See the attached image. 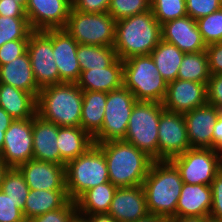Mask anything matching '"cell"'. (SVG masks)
Instances as JSON below:
<instances>
[{
    "mask_svg": "<svg viewBox=\"0 0 222 222\" xmlns=\"http://www.w3.org/2000/svg\"><path fill=\"white\" fill-rule=\"evenodd\" d=\"M104 153L109 181L117 188L142 185L154 162L148 154L123 140L96 144Z\"/></svg>",
    "mask_w": 222,
    "mask_h": 222,
    "instance_id": "cell-1",
    "label": "cell"
},
{
    "mask_svg": "<svg viewBox=\"0 0 222 222\" xmlns=\"http://www.w3.org/2000/svg\"><path fill=\"white\" fill-rule=\"evenodd\" d=\"M142 186L148 213L167 219L176 217L183 181L170 160H154Z\"/></svg>",
    "mask_w": 222,
    "mask_h": 222,
    "instance_id": "cell-2",
    "label": "cell"
},
{
    "mask_svg": "<svg viewBox=\"0 0 222 222\" xmlns=\"http://www.w3.org/2000/svg\"><path fill=\"white\" fill-rule=\"evenodd\" d=\"M161 24L152 10L116 21L114 49L118 58L149 55L161 41Z\"/></svg>",
    "mask_w": 222,
    "mask_h": 222,
    "instance_id": "cell-3",
    "label": "cell"
},
{
    "mask_svg": "<svg viewBox=\"0 0 222 222\" xmlns=\"http://www.w3.org/2000/svg\"><path fill=\"white\" fill-rule=\"evenodd\" d=\"M83 90L77 83H58L40 89L37 114L59 127H80Z\"/></svg>",
    "mask_w": 222,
    "mask_h": 222,
    "instance_id": "cell-4",
    "label": "cell"
},
{
    "mask_svg": "<svg viewBox=\"0 0 222 222\" xmlns=\"http://www.w3.org/2000/svg\"><path fill=\"white\" fill-rule=\"evenodd\" d=\"M66 191L76 201L85 191L109 181L103 151L93 144L84 154L65 165Z\"/></svg>",
    "mask_w": 222,
    "mask_h": 222,
    "instance_id": "cell-5",
    "label": "cell"
},
{
    "mask_svg": "<svg viewBox=\"0 0 222 222\" xmlns=\"http://www.w3.org/2000/svg\"><path fill=\"white\" fill-rule=\"evenodd\" d=\"M123 86L133 93L137 101L162 103L168 82L160 75L149 54L123 60Z\"/></svg>",
    "mask_w": 222,
    "mask_h": 222,
    "instance_id": "cell-6",
    "label": "cell"
},
{
    "mask_svg": "<svg viewBox=\"0 0 222 222\" xmlns=\"http://www.w3.org/2000/svg\"><path fill=\"white\" fill-rule=\"evenodd\" d=\"M163 109L160 102L137 101L131 111L127 133L123 139L154 160H158V126Z\"/></svg>",
    "mask_w": 222,
    "mask_h": 222,
    "instance_id": "cell-7",
    "label": "cell"
},
{
    "mask_svg": "<svg viewBox=\"0 0 222 222\" xmlns=\"http://www.w3.org/2000/svg\"><path fill=\"white\" fill-rule=\"evenodd\" d=\"M65 29L78 44L114 46L116 20L107 12L83 13L71 7Z\"/></svg>",
    "mask_w": 222,
    "mask_h": 222,
    "instance_id": "cell-8",
    "label": "cell"
},
{
    "mask_svg": "<svg viewBox=\"0 0 222 222\" xmlns=\"http://www.w3.org/2000/svg\"><path fill=\"white\" fill-rule=\"evenodd\" d=\"M183 183L211 186L222 168V152L213 148H190L170 159Z\"/></svg>",
    "mask_w": 222,
    "mask_h": 222,
    "instance_id": "cell-9",
    "label": "cell"
},
{
    "mask_svg": "<svg viewBox=\"0 0 222 222\" xmlns=\"http://www.w3.org/2000/svg\"><path fill=\"white\" fill-rule=\"evenodd\" d=\"M136 102L133 93L124 86L108 92L102 128L93 137L94 144L123 140Z\"/></svg>",
    "mask_w": 222,
    "mask_h": 222,
    "instance_id": "cell-10",
    "label": "cell"
},
{
    "mask_svg": "<svg viewBox=\"0 0 222 222\" xmlns=\"http://www.w3.org/2000/svg\"><path fill=\"white\" fill-rule=\"evenodd\" d=\"M27 52L36 84L43 88L59 83V71L53 55V29L33 31L29 35Z\"/></svg>",
    "mask_w": 222,
    "mask_h": 222,
    "instance_id": "cell-11",
    "label": "cell"
},
{
    "mask_svg": "<svg viewBox=\"0 0 222 222\" xmlns=\"http://www.w3.org/2000/svg\"><path fill=\"white\" fill-rule=\"evenodd\" d=\"M190 148L184 115L163 109L158 126V160H170Z\"/></svg>",
    "mask_w": 222,
    "mask_h": 222,
    "instance_id": "cell-12",
    "label": "cell"
},
{
    "mask_svg": "<svg viewBox=\"0 0 222 222\" xmlns=\"http://www.w3.org/2000/svg\"><path fill=\"white\" fill-rule=\"evenodd\" d=\"M0 159L9 168H18L33 159L32 118L14 119L5 131Z\"/></svg>",
    "mask_w": 222,
    "mask_h": 222,
    "instance_id": "cell-13",
    "label": "cell"
},
{
    "mask_svg": "<svg viewBox=\"0 0 222 222\" xmlns=\"http://www.w3.org/2000/svg\"><path fill=\"white\" fill-rule=\"evenodd\" d=\"M71 0H28L25 14L33 31L65 28Z\"/></svg>",
    "mask_w": 222,
    "mask_h": 222,
    "instance_id": "cell-14",
    "label": "cell"
},
{
    "mask_svg": "<svg viewBox=\"0 0 222 222\" xmlns=\"http://www.w3.org/2000/svg\"><path fill=\"white\" fill-rule=\"evenodd\" d=\"M207 104V85L189 80L176 79L168 83L164 109L180 114Z\"/></svg>",
    "mask_w": 222,
    "mask_h": 222,
    "instance_id": "cell-15",
    "label": "cell"
},
{
    "mask_svg": "<svg viewBox=\"0 0 222 222\" xmlns=\"http://www.w3.org/2000/svg\"><path fill=\"white\" fill-rule=\"evenodd\" d=\"M78 43L65 28L53 29V55L59 71V83H77L81 69L77 58Z\"/></svg>",
    "mask_w": 222,
    "mask_h": 222,
    "instance_id": "cell-16",
    "label": "cell"
},
{
    "mask_svg": "<svg viewBox=\"0 0 222 222\" xmlns=\"http://www.w3.org/2000/svg\"><path fill=\"white\" fill-rule=\"evenodd\" d=\"M18 169L30 189L66 190L65 165L32 159Z\"/></svg>",
    "mask_w": 222,
    "mask_h": 222,
    "instance_id": "cell-17",
    "label": "cell"
},
{
    "mask_svg": "<svg viewBox=\"0 0 222 222\" xmlns=\"http://www.w3.org/2000/svg\"><path fill=\"white\" fill-rule=\"evenodd\" d=\"M162 40L174 44L183 53H198L206 50L196 20L190 16L170 20L161 25Z\"/></svg>",
    "mask_w": 222,
    "mask_h": 222,
    "instance_id": "cell-18",
    "label": "cell"
},
{
    "mask_svg": "<svg viewBox=\"0 0 222 222\" xmlns=\"http://www.w3.org/2000/svg\"><path fill=\"white\" fill-rule=\"evenodd\" d=\"M221 112L206 104L183 114L191 148H213V126Z\"/></svg>",
    "mask_w": 222,
    "mask_h": 222,
    "instance_id": "cell-19",
    "label": "cell"
},
{
    "mask_svg": "<svg viewBox=\"0 0 222 222\" xmlns=\"http://www.w3.org/2000/svg\"><path fill=\"white\" fill-rule=\"evenodd\" d=\"M148 213L142 185L117 188L108 215L118 222H134Z\"/></svg>",
    "mask_w": 222,
    "mask_h": 222,
    "instance_id": "cell-20",
    "label": "cell"
},
{
    "mask_svg": "<svg viewBox=\"0 0 222 222\" xmlns=\"http://www.w3.org/2000/svg\"><path fill=\"white\" fill-rule=\"evenodd\" d=\"M33 159L60 165L58 126L36 114L32 117Z\"/></svg>",
    "mask_w": 222,
    "mask_h": 222,
    "instance_id": "cell-21",
    "label": "cell"
},
{
    "mask_svg": "<svg viewBox=\"0 0 222 222\" xmlns=\"http://www.w3.org/2000/svg\"><path fill=\"white\" fill-rule=\"evenodd\" d=\"M211 206V186L183 183L176 207V217H209Z\"/></svg>",
    "mask_w": 222,
    "mask_h": 222,
    "instance_id": "cell-22",
    "label": "cell"
},
{
    "mask_svg": "<svg viewBox=\"0 0 222 222\" xmlns=\"http://www.w3.org/2000/svg\"><path fill=\"white\" fill-rule=\"evenodd\" d=\"M77 85L86 91L110 92L123 86V60L103 69L81 71Z\"/></svg>",
    "mask_w": 222,
    "mask_h": 222,
    "instance_id": "cell-23",
    "label": "cell"
},
{
    "mask_svg": "<svg viewBox=\"0 0 222 222\" xmlns=\"http://www.w3.org/2000/svg\"><path fill=\"white\" fill-rule=\"evenodd\" d=\"M0 83L32 93L38 98L41 88L36 84L27 51L13 61L0 66Z\"/></svg>",
    "mask_w": 222,
    "mask_h": 222,
    "instance_id": "cell-24",
    "label": "cell"
},
{
    "mask_svg": "<svg viewBox=\"0 0 222 222\" xmlns=\"http://www.w3.org/2000/svg\"><path fill=\"white\" fill-rule=\"evenodd\" d=\"M0 107L13 119H29L37 114V98L32 93L0 83Z\"/></svg>",
    "mask_w": 222,
    "mask_h": 222,
    "instance_id": "cell-25",
    "label": "cell"
},
{
    "mask_svg": "<svg viewBox=\"0 0 222 222\" xmlns=\"http://www.w3.org/2000/svg\"><path fill=\"white\" fill-rule=\"evenodd\" d=\"M57 146L60 150V165H66L84 154L93 144V138L81 127H59Z\"/></svg>",
    "mask_w": 222,
    "mask_h": 222,
    "instance_id": "cell-26",
    "label": "cell"
},
{
    "mask_svg": "<svg viewBox=\"0 0 222 222\" xmlns=\"http://www.w3.org/2000/svg\"><path fill=\"white\" fill-rule=\"evenodd\" d=\"M69 200L66 190L30 189L22 212L26 221H28L36 216L63 207Z\"/></svg>",
    "mask_w": 222,
    "mask_h": 222,
    "instance_id": "cell-27",
    "label": "cell"
},
{
    "mask_svg": "<svg viewBox=\"0 0 222 222\" xmlns=\"http://www.w3.org/2000/svg\"><path fill=\"white\" fill-rule=\"evenodd\" d=\"M107 93L83 90L80 127L92 138L101 130Z\"/></svg>",
    "mask_w": 222,
    "mask_h": 222,
    "instance_id": "cell-28",
    "label": "cell"
},
{
    "mask_svg": "<svg viewBox=\"0 0 222 222\" xmlns=\"http://www.w3.org/2000/svg\"><path fill=\"white\" fill-rule=\"evenodd\" d=\"M117 187L106 182L85 191L77 200L78 215L107 214Z\"/></svg>",
    "mask_w": 222,
    "mask_h": 222,
    "instance_id": "cell-29",
    "label": "cell"
},
{
    "mask_svg": "<svg viewBox=\"0 0 222 222\" xmlns=\"http://www.w3.org/2000/svg\"><path fill=\"white\" fill-rule=\"evenodd\" d=\"M184 54L177 46L162 39L150 53L160 75L168 83L177 79Z\"/></svg>",
    "mask_w": 222,
    "mask_h": 222,
    "instance_id": "cell-30",
    "label": "cell"
},
{
    "mask_svg": "<svg viewBox=\"0 0 222 222\" xmlns=\"http://www.w3.org/2000/svg\"><path fill=\"white\" fill-rule=\"evenodd\" d=\"M76 55L81 71L103 69L112 65L118 59L113 46L78 44Z\"/></svg>",
    "mask_w": 222,
    "mask_h": 222,
    "instance_id": "cell-31",
    "label": "cell"
},
{
    "mask_svg": "<svg viewBox=\"0 0 222 222\" xmlns=\"http://www.w3.org/2000/svg\"><path fill=\"white\" fill-rule=\"evenodd\" d=\"M211 77L206 50L184 54L177 79L208 84Z\"/></svg>",
    "mask_w": 222,
    "mask_h": 222,
    "instance_id": "cell-32",
    "label": "cell"
},
{
    "mask_svg": "<svg viewBox=\"0 0 222 222\" xmlns=\"http://www.w3.org/2000/svg\"><path fill=\"white\" fill-rule=\"evenodd\" d=\"M0 190L9 196L16 206L24 209L30 191L23 174L18 168H9L4 174Z\"/></svg>",
    "mask_w": 222,
    "mask_h": 222,
    "instance_id": "cell-33",
    "label": "cell"
},
{
    "mask_svg": "<svg viewBox=\"0 0 222 222\" xmlns=\"http://www.w3.org/2000/svg\"><path fill=\"white\" fill-rule=\"evenodd\" d=\"M32 32L27 17L0 16V47L9 41L29 39Z\"/></svg>",
    "mask_w": 222,
    "mask_h": 222,
    "instance_id": "cell-34",
    "label": "cell"
},
{
    "mask_svg": "<svg viewBox=\"0 0 222 222\" xmlns=\"http://www.w3.org/2000/svg\"><path fill=\"white\" fill-rule=\"evenodd\" d=\"M151 10L161 25L187 16L185 0H151Z\"/></svg>",
    "mask_w": 222,
    "mask_h": 222,
    "instance_id": "cell-35",
    "label": "cell"
},
{
    "mask_svg": "<svg viewBox=\"0 0 222 222\" xmlns=\"http://www.w3.org/2000/svg\"><path fill=\"white\" fill-rule=\"evenodd\" d=\"M196 23L206 46L222 42V7L197 19Z\"/></svg>",
    "mask_w": 222,
    "mask_h": 222,
    "instance_id": "cell-36",
    "label": "cell"
},
{
    "mask_svg": "<svg viewBox=\"0 0 222 222\" xmlns=\"http://www.w3.org/2000/svg\"><path fill=\"white\" fill-rule=\"evenodd\" d=\"M151 10V0H110L109 13L116 21Z\"/></svg>",
    "mask_w": 222,
    "mask_h": 222,
    "instance_id": "cell-37",
    "label": "cell"
},
{
    "mask_svg": "<svg viewBox=\"0 0 222 222\" xmlns=\"http://www.w3.org/2000/svg\"><path fill=\"white\" fill-rule=\"evenodd\" d=\"M77 215L76 201L69 200L63 207L36 216L28 222H72Z\"/></svg>",
    "mask_w": 222,
    "mask_h": 222,
    "instance_id": "cell-38",
    "label": "cell"
},
{
    "mask_svg": "<svg viewBox=\"0 0 222 222\" xmlns=\"http://www.w3.org/2000/svg\"><path fill=\"white\" fill-rule=\"evenodd\" d=\"M187 15L197 20L222 7L221 0H185Z\"/></svg>",
    "mask_w": 222,
    "mask_h": 222,
    "instance_id": "cell-39",
    "label": "cell"
},
{
    "mask_svg": "<svg viewBox=\"0 0 222 222\" xmlns=\"http://www.w3.org/2000/svg\"><path fill=\"white\" fill-rule=\"evenodd\" d=\"M0 222H26L22 210L0 190Z\"/></svg>",
    "mask_w": 222,
    "mask_h": 222,
    "instance_id": "cell-40",
    "label": "cell"
},
{
    "mask_svg": "<svg viewBox=\"0 0 222 222\" xmlns=\"http://www.w3.org/2000/svg\"><path fill=\"white\" fill-rule=\"evenodd\" d=\"M28 39L6 42L0 47V66L5 65L27 51Z\"/></svg>",
    "mask_w": 222,
    "mask_h": 222,
    "instance_id": "cell-41",
    "label": "cell"
},
{
    "mask_svg": "<svg viewBox=\"0 0 222 222\" xmlns=\"http://www.w3.org/2000/svg\"><path fill=\"white\" fill-rule=\"evenodd\" d=\"M212 206L209 218L222 221V168L218 171L212 184Z\"/></svg>",
    "mask_w": 222,
    "mask_h": 222,
    "instance_id": "cell-42",
    "label": "cell"
},
{
    "mask_svg": "<svg viewBox=\"0 0 222 222\" xmlns=\"http://www.w3.org/2000/svg\"><path fill=\"white\" fill-rule=\"evenodd\" d=\"M207 104L222 111V74L211 75L207 84Z\"/></svg>",
    "mask_w": 222,
    "mask_h": 222,
    "instance_id": "cell-43",
    "label": "cell"
},
{
    "mask_svg": "<svg viewBox=\"0 0 222 222\" xmlns=\"http://www.w3.org/2000/svg\"><path fill=\"white\" fill-rule=\"evenodd\" d=\"M72 8L83 13H105L110 0H71Z\"/></svg>",
    "mask_w": 222,
    "mask_h": 222,
    "instance_id": "cell-44",
    "label": "cell"
},
{
    "mask_svg": "<svg viewBox=\"0 0 222 222\" xmlns=\"http://www.w3.org/2000/svg\"><path fill=\"white\" fill-rule=\"evenodd\" d=\"M206 52L211 75L222 74V42L207 45Z\"/></svg>",
    "mask_w": 222,
    "mask_h": 222,
    "instance_id": "cell-45",
    "label": "cell"
},
{
    "mask_svg": "<svg viewBox=\"0 0 222 222\" xmlns=\"http://www.w3.org/2000/svg\"><path fill=\"white\" fill-rule=\"evenodd\" d=\"M0 16L26 17L25 8L15 0H0Z\"/></svg>",
    "mask_w": 222,
    "mask_h": 222,
    "instance_id": "cell-46",
    "label": "cell"
},
{
    "mask_svg": "<svg viewBox=\"0 0 222 222\" xmlns=\"http://www.w3.org/2000/svg\"><path fill=\"white\" fill-rule=\"evenodd\" d=\"M213 149L222 152V112L213 126Z\"/></svg>",
    "mask_w": 222,
    "mask_h": 222,
    "instance_id": "cell-47",
    "label": "cell"
},
{
    "mask_svg": "<svg viewBox=\"0 0 222 222\" xmlns=\"http://www.w3.org/2000/svg\"><path fill=\"white\" fill-rule=\"evenodd\" d=\"M85 217L88 222H118L108 214L79 215Z\"/></svg>",
    "mask_w": 222,
    "mask_h": 222,
    "instance_id": "cell-48",
    "label": "cell"
},
{
    "mask_svg": "<svg viewBox=\"0 0 222 222\" xmlns=\"http://www.w3.org/2000/svg\"><path fill=\"white\" fill-rule=\"evenodd\" d=\"M209 217H171L167 222H207Z\"/></svg>",
    "mask_w": 222,
    "mask_h": 222,
    "instance_id": "cell-49",
    "label": "cell"
},
{
    "mask_svg": "<svg viewBox=\"0 0 222 222\" xmlns=\"http://www.w3.org/2000/svg\"><path fill=\"white\" fill-rule=\"evenodd\" d=\"M167 220L168 219L163 216L147 213L144 217H141L134 222H167Z\"/></svg>",
    "mask_w": 222,
    "mask_h": 222,
    "instance_id": "cell-50",
    "label": "cell"
},
{
    "mask_svg": "<svg viewBox=\"0 0 222 222\" xmlns=\"http://www.w3.org/2000/svg\"><path fill=\"white\" fill-rule=\"evenodd\" d=\"M14 119L0 107V126H10Z\"/></svg>",
    "mask_w": 222,
    "mask_h": 222,
    "instance_id": "cell-51",
    "label": "cell"
},
{
    "mask_svg": "<svg viewBox=\"0 0 222 222\" xmlns=\"http://www.w3.org/2000/svg\"><path fill=\"white\" fill-rule=\"evenodd\" d=\"M8 169H9V167L4 163L3 160L0 159V187H1V184H2L4 174L6 173V171Z\"/></svg>",
    "mask_w": 222,
    "mask_h": 222,
    "instance_id": "cell-52",
    "label": "cell"
},
{
    "mask_svg": "<svg viewBox=\"0 0 222 222\" xmlns=\"http://www.w3.org/2000/svg\"><path fill=\"white\" fill-rule=\"evenodd\" d=\"M8 128H9V126H0V153H1L2 149H3L5 131Z\"/></svg>",
    "mask_w": 222,
    "mask_h": 222,
    "instance_id": "cell-53",
    "label": "cell"
},
{
    "mask_svg": "<svg viewBox=\"0 0 222 222\" xmlns=\"http://www.w3.org/2000/svg\"><path fill=\"white\" fill-rule=\"evenodd\" d=\"M72 222H88V220L85 217L77 215Z\"/></svg>",
    "mask_w": 222,
    "mask_h": 222,
    "instance_id": "cell-54",
    "label": "cell"
},
{
    "mask_svg": "<svg viewBox=\"0 0 222 222\" xmlns=\"http://www.w3.org/2000/svg\"><path fill=\"white\" fill-rule=\"evenodd\" d=\"M20 3L24 8L27 6L28 0H15Z\"/></svg>",
    "mask_w": 222,
    "mask_h": 222,
    "instance_id": "cell-55",
    "label": "cell"
},
{
    "mask_svg": "<svg viewBox=\"0 0 222 222\" xmlns=\"http://www.w3.org/2000/svg\"><path fill=\"white\" fill-rule=\"evenodd\" d=\"M207 222H222V221H216V220H213V219H209Z\"/></svg>",
    "mask_w": 222,
    "mask_h": 222,
    "instance_id": "cell-56",
    "label": "cell"
}]
</instances>
